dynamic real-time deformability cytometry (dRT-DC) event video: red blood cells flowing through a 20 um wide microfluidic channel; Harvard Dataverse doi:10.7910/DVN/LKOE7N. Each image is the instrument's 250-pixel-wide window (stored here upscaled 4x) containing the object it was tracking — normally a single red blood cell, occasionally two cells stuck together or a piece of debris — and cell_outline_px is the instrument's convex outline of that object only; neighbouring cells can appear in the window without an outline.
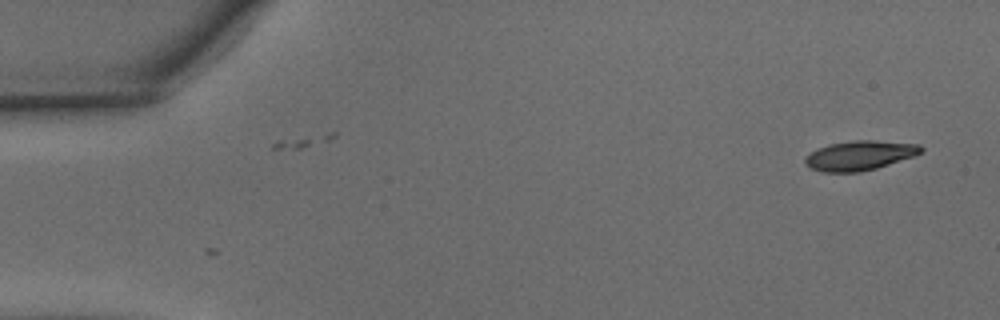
{"species": "common noctule bat (a hibernating species)", "species_latin": "Nyctalus noctula", "temperature_condition": "warm", "stored_images_in_passage": 2, "camera_frame_rate_fps": 3000, "um_per_image_px": 0.085, "animal": {"sex": "male", "body_mass_g": 15.6}, "frame": {"image": 1, "passage_image": 1, "time_ms": 0.0, "image_size_px": [1000, 320], "cell_outline_px": [[924, 148], [916, 156], [876, 168], [860, 172], [820, 172], [804, 164], [804, 156], [816, 148], [828, 144], [856, 140], [872, 140], [920, 144]], "centroid_in_image_um": [73.05, 13.21], "position_along_channel_um": 12.0, "area_um2": 20.17}}